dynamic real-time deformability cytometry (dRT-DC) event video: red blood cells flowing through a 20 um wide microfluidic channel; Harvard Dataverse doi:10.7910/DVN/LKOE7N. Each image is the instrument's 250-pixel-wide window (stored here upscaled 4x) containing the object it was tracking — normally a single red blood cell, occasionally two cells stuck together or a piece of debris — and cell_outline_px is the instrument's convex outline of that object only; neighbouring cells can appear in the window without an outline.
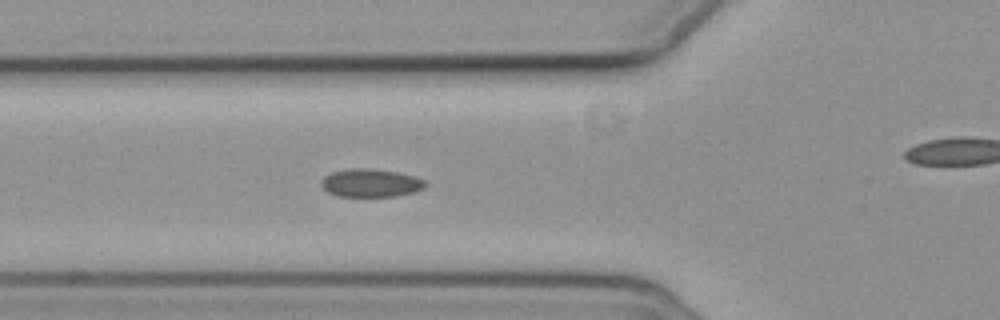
{"species": "common noctule bat (a hibernating species)", "species_latin": "Nyctalus noctula", "temperature_condition": "cold", "stored_images_in_passage": 7, "segment_of_instrument_passage": [1, 2], "camera_frame_rate_fps": 3000, "um_per_image_px": 0.085, "animal": {"sex": "female", "body_mass_g": 19.3, "forearm_length_mm": 54.1}, "frame": {"image": 1, "passage_image": 6, "time_ms": 5.667, "image_size_px": [1000, 320], "cell_outline_px": [[428, 184], [424, 188], [416, 192], [396, 196], [336, 196], [328, 192], [320, 184], [320, 180], [324, 176], [332, 172], [348, 168], [368, 168], [396, 172], [416, 176], [424, 180]], "centroid_in_image_um": [31.52, 15.55], "position_along_channel_um": 94.3, "area_um2": 17.22}}